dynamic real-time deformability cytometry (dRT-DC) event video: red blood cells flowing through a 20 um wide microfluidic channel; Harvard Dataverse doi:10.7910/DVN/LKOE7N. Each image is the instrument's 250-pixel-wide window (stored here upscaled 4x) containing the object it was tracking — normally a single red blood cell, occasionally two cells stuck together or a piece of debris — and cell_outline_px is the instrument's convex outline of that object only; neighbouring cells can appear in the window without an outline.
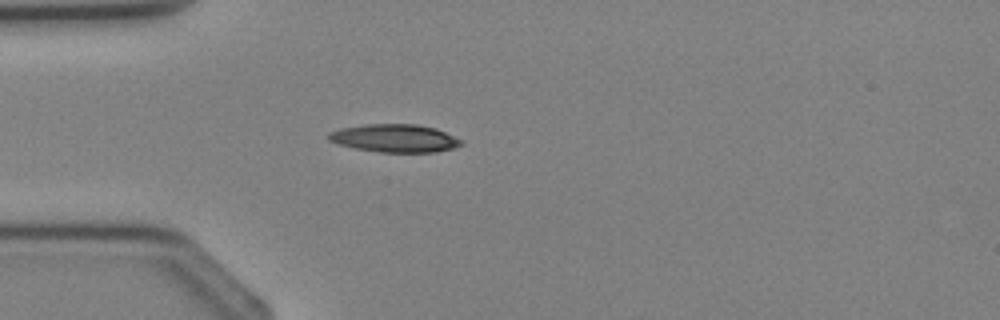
{"species": "Egyptian fruit bat (a non-hibernating species)", "species_latin": "Rousettus aegyptiacus", "temperature_condition": "cold", "stored_images_in_passage": 3, "camera_frame_rate_fps": 3000, "um_per_image_px": 0.085, "animal": {"sex": "female"}, "frame": {"image": 1, "passage_image": 3, "time_ms": 2.333, "image_size_px": [1000, 320], "cell_outline_px": [[464, 144], [452, 148], [436, 152], [380, 152], [356, 148], [340, 144], [328, 140], [328, 132], [340, 128], [364, 124], [416, 124], [436, 128], [464, 140]], "centroid_in_image_um": [33.58, 11.74], "position_along_channel_um": 51.4, "area_um2": 21.68}}